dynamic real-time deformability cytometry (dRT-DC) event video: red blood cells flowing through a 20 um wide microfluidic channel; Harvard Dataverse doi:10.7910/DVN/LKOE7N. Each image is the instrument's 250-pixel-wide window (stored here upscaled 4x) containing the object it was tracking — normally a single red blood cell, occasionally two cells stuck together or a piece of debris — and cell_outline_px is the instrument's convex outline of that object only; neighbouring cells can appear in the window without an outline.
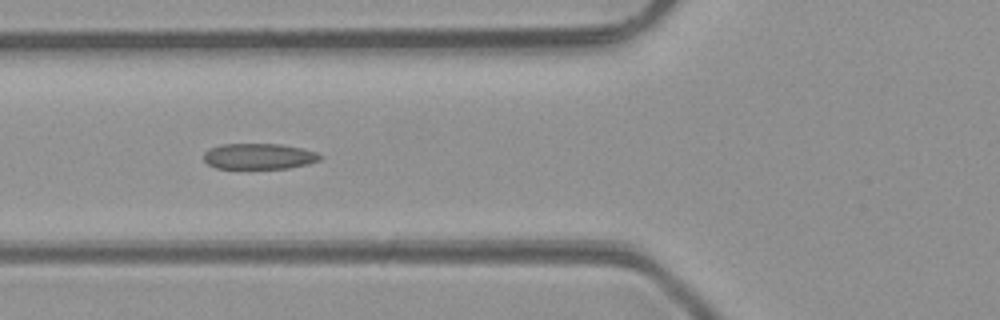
{"species": "common noctule bat (a hibernating species)", "species_latin": "Nyctalus noctula", "temperature_condition": "room temperature", "stored_images_in_passage": 6, "camera_frame_rate_fps": 3000, "um_per_image_px": 0.085, "animal": {"sex": "male", "body_mass_g": 23.1, "forearm_length_mm": 52.7}, "frame": {"image": 1, "passage_image": 6, "time_ms": 5.333, "image_size_px": [1000, 320], "cell_outline_px": [[324, 156], [320, 160], [308, 164], [288, 168], [216, 168], [208, 164], [204, 160], [204, 152], [208, 148], [220, 144], [280, 144], [300, 148], [316, 152]], "centroid_in_image_um": [22.0, 13.28], "position_along_channel_um": 103.8, "area_um2": 17.51}}